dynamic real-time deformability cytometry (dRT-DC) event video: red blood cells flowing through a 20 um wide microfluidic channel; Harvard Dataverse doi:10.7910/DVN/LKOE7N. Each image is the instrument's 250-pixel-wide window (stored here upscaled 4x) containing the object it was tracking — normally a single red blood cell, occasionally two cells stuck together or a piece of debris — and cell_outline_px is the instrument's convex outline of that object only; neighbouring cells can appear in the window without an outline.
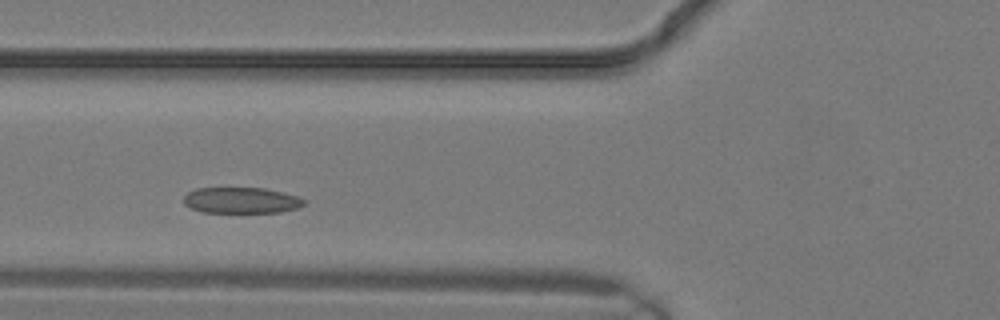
{"species": "common noctule bat (a hibernating species)", "species_latin": "Nyctalus noctula", "temperature_condition": "warm", "stored_images_in_passage": 8, "camera_frame_rate_fps": 3000, "um_per_image_px": 0.085, "animal": {"sex": "male", "body_mass_g": 19.2, "forearm_length_mm": 51.8}, "frame": {"image": 1, "passage_image": 5, "time_ms": 1.333, "image_size_px": [1000, 320], "cell_outline_px": [[308, 200], [304, 204], [296, 208], [280, 212], [200, 212], [184, 204], [184, 196], [188, 192], [196, 188], [264, 188], [300, 196]], "centroid_in_image_um": [20.53, 17.02], "position_along_channel_um": 105.3, "area_um2": 18.26}}
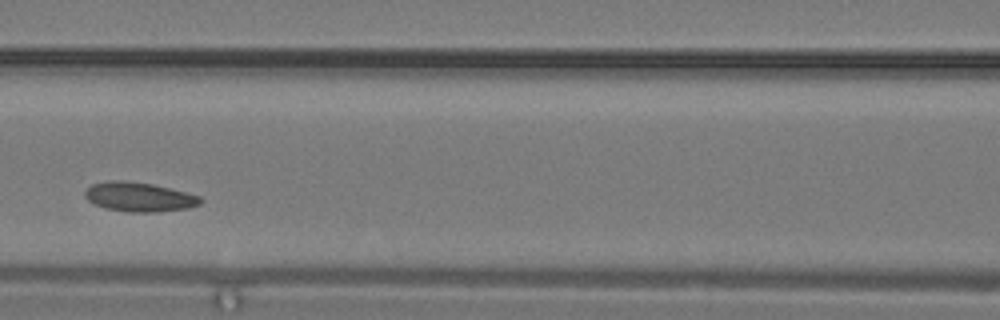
{"frame": {"image": 2, "passage_image": 7, "time_ms": 2.0, "image_size_px": [1000, 320], "cell_outline_px": [[204, 200], [200, 204], [188, 208], [156, 212], [128, 212], [104, 208], [88, 200], [84, 196], [84, 192], [92, 184], [112, 180], [120, 180], [152, 184], [200, 196]], "centroid_in_image_um": [11.83, 16.75], "position_along_channel_um": 154.8, "area_um2": 19.59}}